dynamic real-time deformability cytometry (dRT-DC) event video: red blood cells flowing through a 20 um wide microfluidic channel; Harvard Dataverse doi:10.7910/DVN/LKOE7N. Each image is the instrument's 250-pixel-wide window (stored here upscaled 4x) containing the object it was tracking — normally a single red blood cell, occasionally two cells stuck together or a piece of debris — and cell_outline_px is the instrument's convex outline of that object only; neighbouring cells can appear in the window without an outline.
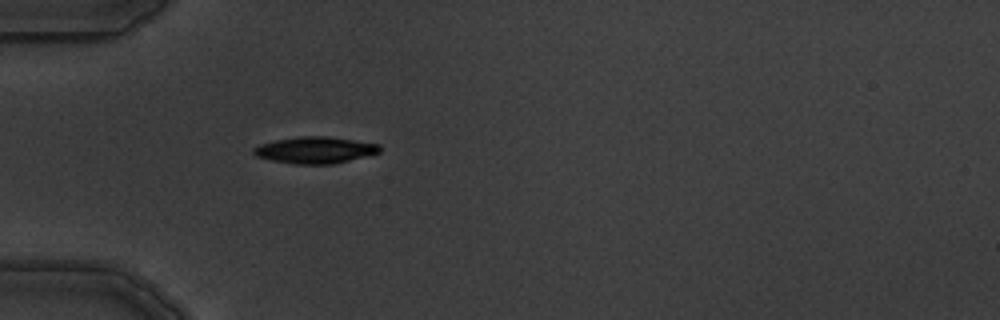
{"species": "common noctule bat (a hibernating species)", "species_latin": "Nyctalus noctula", "temperature_condition": "warm", "stored_images_in_passage": 1, "camera_frame_rate_fps": 3000, "um_per_image_px": 0.085, "animal": {"sex": "male", "body_mass_g": 19.5, "forearm_length_mm": 54.6}, "frame": {"image": 1, "passage_image": 1, "time_ms": 0.0, "image_size_px": [1000, 320], "cell_outline_px": [[380, 152], [332, 164], [296, 164], [272, 160], [256, 156], [252, 152], [252, 148], [260, 144], [276, 140], [300, 136], [328, 136], [380, 144]], "centroid_in_image_um": [26.76, 12.74], "position_along_channel_um": 58.2, "area_um2": 19.36}}